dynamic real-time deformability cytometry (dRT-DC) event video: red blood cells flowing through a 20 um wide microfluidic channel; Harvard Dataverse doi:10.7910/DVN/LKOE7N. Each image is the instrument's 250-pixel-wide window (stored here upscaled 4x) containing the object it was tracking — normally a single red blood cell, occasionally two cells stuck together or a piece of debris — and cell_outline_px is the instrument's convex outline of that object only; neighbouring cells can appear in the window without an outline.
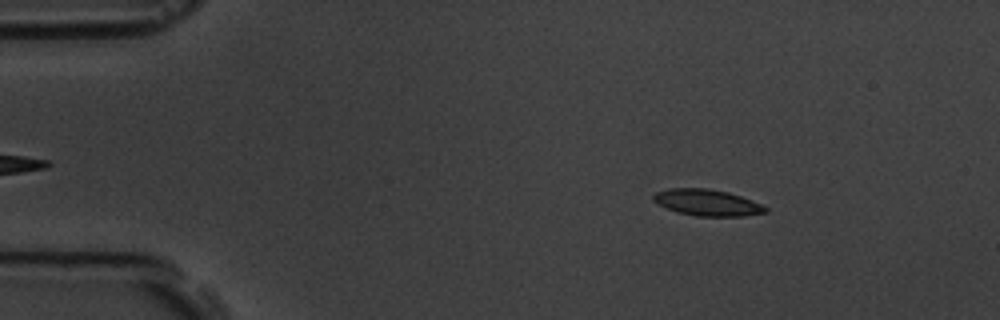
{"species": "common noctule bat (a hibernating species)", "species_latin": "Nyctalus noctula", "temperature_condition": "room temperature", "stored_images_in_passage": 51, "camera_frame_rate_fps": 3000, "um_per_image_px": 0.085, "animal": {"sex": "male", "body_mass_g": 19.5, "forearm_length_mm": 54.6}, "frame": {"image": 1, "passage_image": 3, "time_ms": 0.667, "image_size_px": [1000, 320], "cell_outline_px": [[768, 212], [744, 216], [696, 216], [676, 212], [656, 204], [652, 200], [652, 196], [656, 192], [668, 188], [708, 188], [728, 192], [752, 200], [768, 208]], "centroid_in_image_um": [60.07, 17.22], "position_along_channel_um": 24.9, "area_um2": 17.4}}
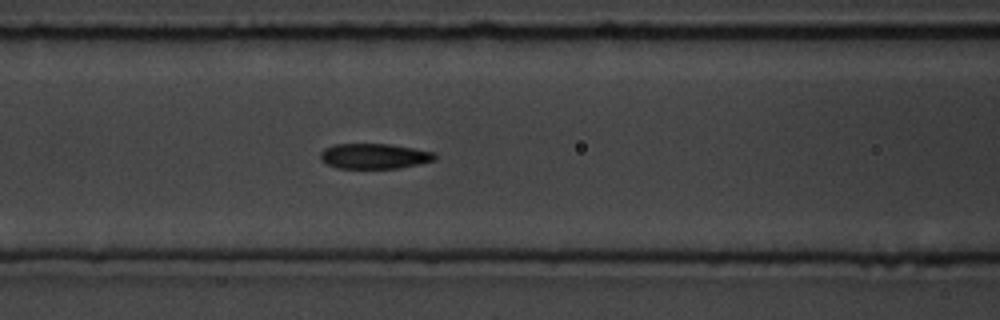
{"frame": {"image": 2, "passage_image": 18, "time_ms": 5.667, "image_size_px": [1000, 320], "cell_outline_px": [[436, 160], [420, 164], [400, 168], [336, 168], [320, 160], [320, 152], [324, 148], [336, 144], [388, 144], [436, 152]], "centroid_in_image_um": [31.82, 13.27], "position_along_channel_um": 134.8, "area_um2": 16.94}}
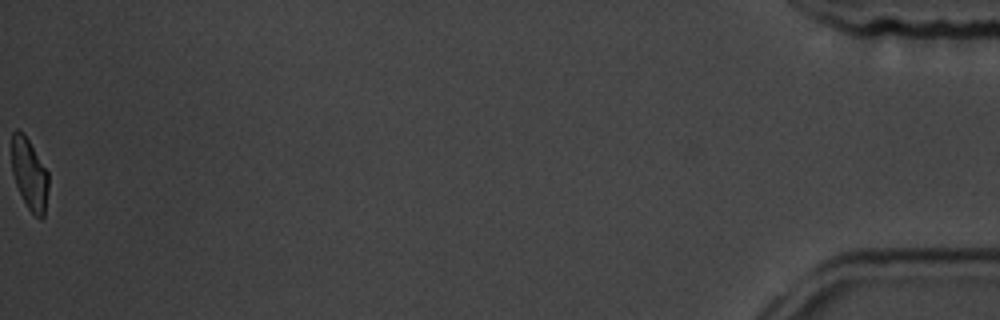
{"frame": {"image": 3, "passage_image": 51, "time_ms": 16.667, "image_size_px": [1000, 320], "cell_outline_px": [[48, 188], [44, 216], [40, 220], [28, 208], [16, 184], [12, 172], [12, 132], [16, 128], [20, 128], [24, 132], [48, 172]], "centroid_in_image_um": [2.5, 14.75], "position_along_channel_um": 432.7, "area_um2": 15.26}, "authors_computed_cell_mechanics": {"area_um2": 17.2244, "velocity_mm_per_s": 3.6399, "shape_relaxation_time_tau1_ms": 3.9802, "shape_relaxation_time_tau2_ms": 2.2277, "deformation_change_tau1": 0.1386, "deformation_change_tau2": 0.0646}}